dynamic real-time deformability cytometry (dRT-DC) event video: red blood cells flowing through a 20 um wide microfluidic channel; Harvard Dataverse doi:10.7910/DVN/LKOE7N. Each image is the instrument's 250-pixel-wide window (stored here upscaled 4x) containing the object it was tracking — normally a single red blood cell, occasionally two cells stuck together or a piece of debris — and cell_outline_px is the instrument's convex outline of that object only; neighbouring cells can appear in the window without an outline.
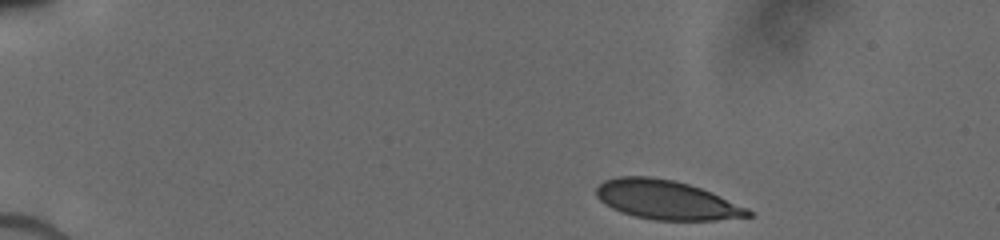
{"species": "human", "species_latin": "Homo sapiens", "temperature_condition": "cold", "stored_images_in_passage": 35, "camera_frame_rate_fps": 3000, "um_per_image_px": 0.085, "donor": {"sex": "male"}, "frame": {"image": 1, "passage_image": 1, "time_ms": 0.0, "image_size_px": [1000, 240], "cell_outline_px": [[756, 216], [716, 220], [652, 220], [632, 216], [620, 212], [604, 204], [596, 196], [596, 188], [604, 180], [616, 176], [648, 176], [672, 180], [688, 184], [700, 188], [748, 208]], "centroid_in_image_um": [56.62, 17.0], "position_along_channel_um": 28.4, "area_um2": 34.68}}
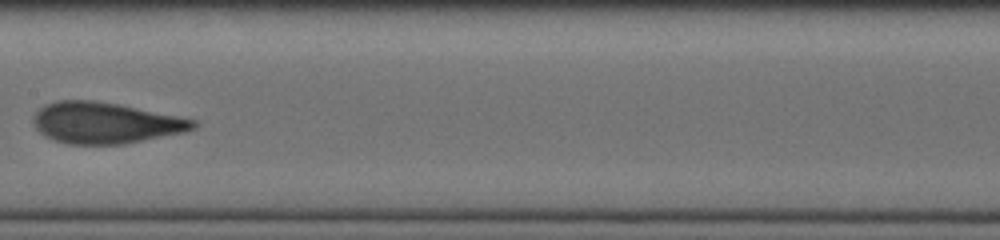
{"frame": {"image": 2, "passage_image": 16, "time_ms": 6.667, "image_size_px": [1000, 240], "cell_outline_px": [[196, 128], [184, 132], [124, 144], [68, 144], [44, 136], [36, 128], [32, 120], [32, 116], [44, 104], [56, 100], [96, 100], [120, 104], [196, 120]], "centroid_in_image_um": [8.92, 10.43], "position_along_channel_um": 198.5, "area_um2": 38.38}}
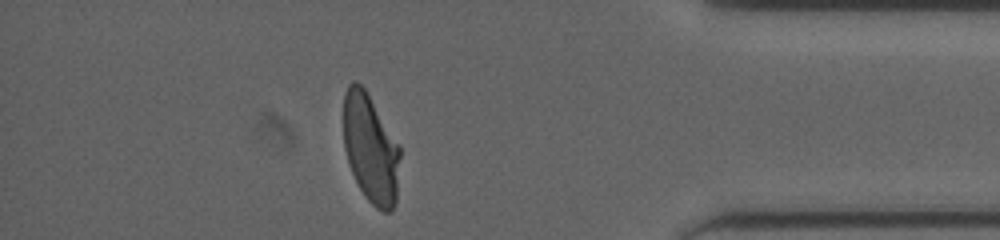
{"frame": {"image": 3, "passage_image": 30, "time_ms": 12.333, "image_size_px": [1000, 240], "cell_outline_px": [[400, 156], [396, 204], [388, 212], [384, 212], [376, 208], [364, 196], [352, 172], [344, 148], [344, 92], [348, 84], [352, 80], [356, 80], [364, 88], [400, 144]], "centroid_in_image_um": [31.51, 12.62], "position_along_channel_um": 403.7, "area_um2": 35.95}}